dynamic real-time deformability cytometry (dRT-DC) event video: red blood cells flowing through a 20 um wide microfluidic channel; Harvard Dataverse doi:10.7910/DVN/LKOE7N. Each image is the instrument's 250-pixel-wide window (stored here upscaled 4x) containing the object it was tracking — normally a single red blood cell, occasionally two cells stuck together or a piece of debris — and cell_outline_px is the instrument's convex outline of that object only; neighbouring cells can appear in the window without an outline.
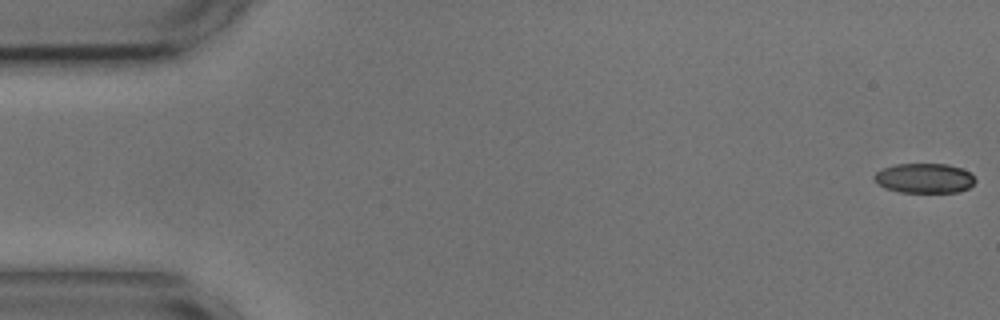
{"species": "common noctule bat (a hibernating species)", "species_latin": "Nyctalus noctula", "temperature_condition": "cold", "stored_images_in_passage": 55, "camera_frame_rate_fps": 3000, "um_per_image_px": 0.085, "animal": {"sex": "male", "body_mass_g": 17.9, "forearm_length_mm": 54.2}, "frame": {"image": 1, "passage_image": 1, "time_ms": 0.0, "image_size_px": [1000, 320], "cell_outline_px": [[976, 180], [968, 188], [960, 192], [900, 192], [884, 188], [872, 176], [876, 172], [884, 168], [896, 164], [948, 164], [972, 172]], "centroid_in_image_um": [78.6, 15.14], "position_along_channel_um": 6.4, "area_um2": 17.51}}
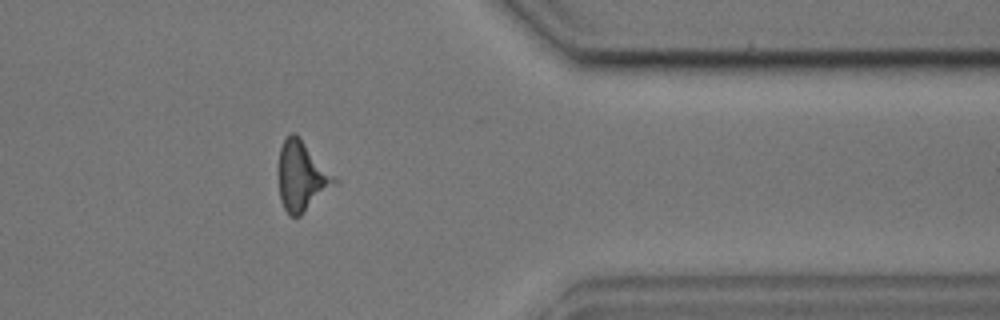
{"frame": {"image": 2, "passage_image": 45, "time_ms": 14.667, "image_size_px": [1000, 320], "cell_outline_px": [[340, 180], [336, 184], [300, 216], [288, 216], [280, 200], [276, 168], [280, 148], [284, 140], [292, 132], [296, 132]], "centroid_in_image_um": [25.63, 14.96], "position_along_channel_um": 385.8, "area_um2": 23.35}}
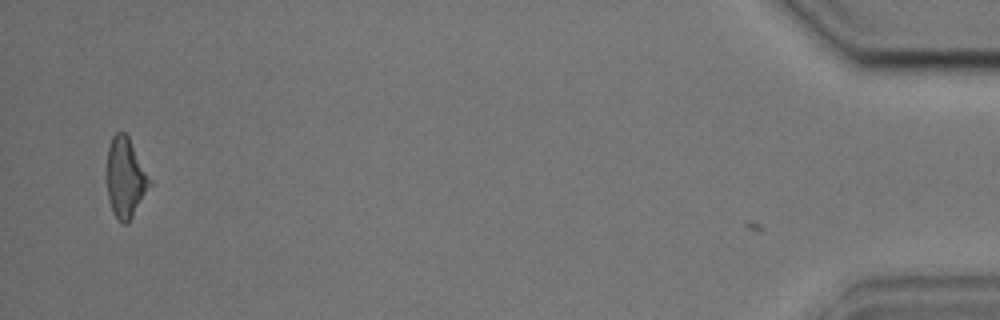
{"frame": {"image": 3, "passage_image": 54, "time_ms": 17.667, "image_size_px": [1000, 320], "cell_outline_px": [[156, 184], [128, 224], [120, 224], [112, 212], [108, 200], [108, 148], [112, 136], [116, 132], [124, 132], [128, 136]], "centroid_in_image_um": [10.76, 15.18], "position_along_channel_um": 424.4, "area_um2": 20.92}}